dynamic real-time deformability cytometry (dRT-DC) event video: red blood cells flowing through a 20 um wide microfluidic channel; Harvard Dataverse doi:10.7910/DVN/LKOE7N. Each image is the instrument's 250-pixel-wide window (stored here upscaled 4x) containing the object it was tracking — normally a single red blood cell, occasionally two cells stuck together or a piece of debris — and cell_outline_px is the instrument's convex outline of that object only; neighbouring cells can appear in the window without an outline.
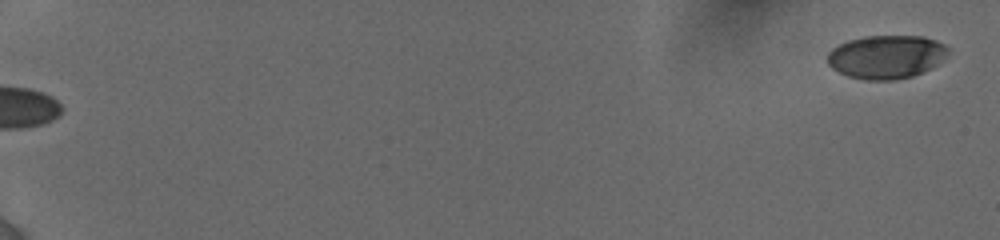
{"species": "human", "species_latin": "Homo sapiens", "temperature_condition": "cold", "stored_images_in_passage": 6, "segment_of_instrument_passage": [2, 2], "camera_frame_rate_fps": 3000, "um_per_image_px": 0.085, "donor": {"sex": "female"}, "frame": {"image": 1, "passage_image": 6, "time_ms": 5.667, "image_size_px": [1000, 240], "cell_outline_px": [[948, 52], [932, 68], [912, 76], [896, 80], [864, 80], [848, 76], [832, 68], [828, 64], [828, 52], [832, 48], [848, 40], [864, 36], [924, 36], [936, 40], [944, 44], [948, 48]], "centroid_in_image_um": [75.32, 4.83], "position_along_channel_um": 9.7, "area_um2": 30.52}}